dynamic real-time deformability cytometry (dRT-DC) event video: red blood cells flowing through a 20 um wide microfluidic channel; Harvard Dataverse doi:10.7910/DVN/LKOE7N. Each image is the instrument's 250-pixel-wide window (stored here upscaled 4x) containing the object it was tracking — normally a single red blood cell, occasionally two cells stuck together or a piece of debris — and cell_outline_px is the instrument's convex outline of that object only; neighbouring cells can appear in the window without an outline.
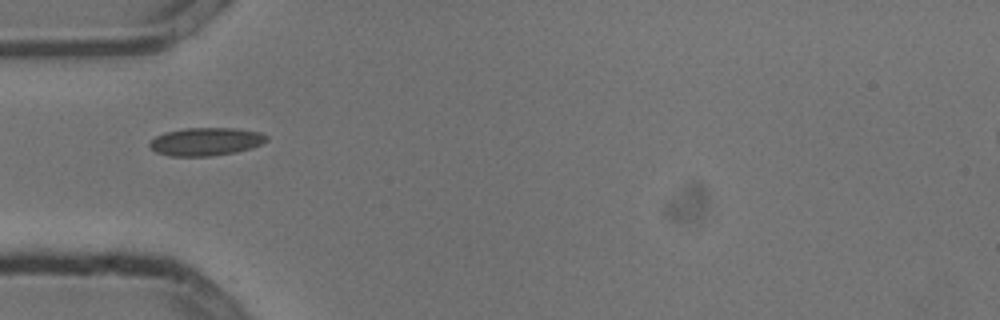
{"species": "common noctule bat (a hibernating species)", "species_latin": "Nyctalus noctula", "temperature_condition": "cold", "stored_images_in_passage": 6, "camera_frame_rate_fps": 3000, "um_per_image_px": 0.085, "animal": {"sex": "male", "body_mass_g": 13.3}, "frame": {"image": 1, "passage_image": 3, "time_ms": 0.667, "image_size_px": [1000, 320], "cell_outline_px": [[268, 140], [252, 148], [236, 152], [212, 156], [172, 156], [156, 152], [148, 148], [148, 144], [156, 136], [164, 132], [184, 128], [236, 128], [260, 132], [268, 136]], "centroid_in_image_um": [17.49, 12.03], "position_along_channel_um": 67.5, "area_um2": 19.25}}
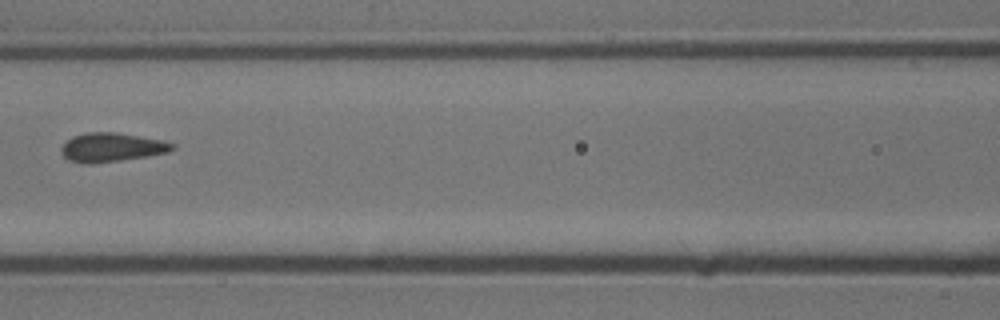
{"frame": {"image": 2, "passage_image": 5, "time_ms": 1.333, "image_size_px": [1000, 320], "cell_outline_px": [[176, 148], [168, 152], [120, 160], [92, 164], [88, 164], [68, 160], [60, 152], [60, 148], [72, 136], [84, 132], [116, 132], [164, 140], [176, 144]], "centroid_in_image_um": [9.49, 12.51], "position_along_channel_um": 157.1, "area_um2": 18.79}}
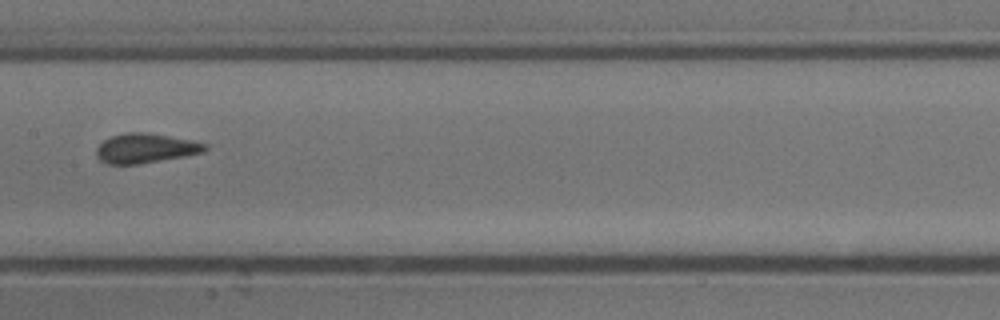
{"frame": {"image": 3, "passage_image": 6, "time_ms": 1.667, "image_size_px": [1000, 320], "cell_outline_px": [[208, 148], [204, 152], [184, 156], [136, 164], [108, 164], [100, 160], [96, 156], [96, 148], [104, 140], [112, 136], [124, 132], [148, 132], [192, 140], [208, 144]], "centroid_in_image_um": [12.37, 12.59], "position_along_channel_um": 195.0, "area_um2": 18.73}}